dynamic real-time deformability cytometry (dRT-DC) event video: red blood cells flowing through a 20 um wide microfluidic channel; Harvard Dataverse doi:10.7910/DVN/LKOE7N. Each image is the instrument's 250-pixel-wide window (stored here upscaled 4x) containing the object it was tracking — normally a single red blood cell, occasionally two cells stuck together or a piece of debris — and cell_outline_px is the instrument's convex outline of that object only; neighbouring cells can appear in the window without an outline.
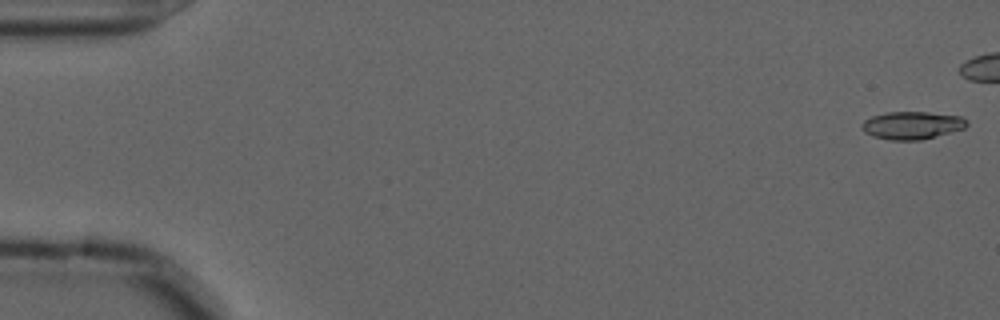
{"species": "common noctule bat (a hibernating species)", "species_latin": "Nyctalus noctula", "temperature_condition": "cold", "stored_images_in_passage": 45, "camera_frame_rate_fps": 3000, "um_per_image_px": 0.085, "animal": {"sex": "male", "forearm_length_mm": 52.5}, "frame": {"image": 1, "passage_image": 1, "time_ms": 0.0, "image_size_px": [1000, 320], "cell_outline_px": [[968, 124], [964, 128], [920, 140], [888, 140], [872, 136], [864, 132], [860, 124], [864, 120], [872, 116], [888, 112], [928, 112], [960, 116], [968, 120]], "centroid_in_image_um": [77.49, 10.65], "position_along_channel_um": 7.5, "area_um2": 16.94}}
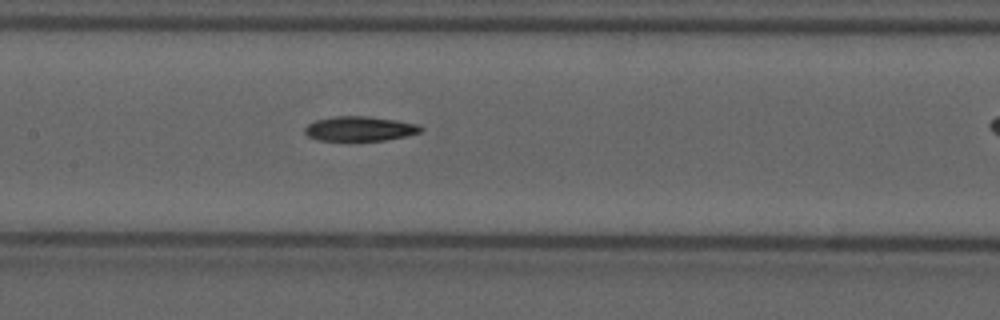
{"frame": {"image": 2, "passage_image": 27, "time_ms": 8.667, "image_size_px": [1000, 320], "cell_outline_px": [[424, 128], [420, 132], [404, 136], [384, 140], [316, 140], [308, 136], [304, 132], [304, 128], [308, 124], [316, 120], [332, 116], [368, 116], [396, 120], [420, 124]], "centroid_in_image_um": [30.57, 10.93], "position_along_channel_um": 176.8, "area_um2": 16.65}}
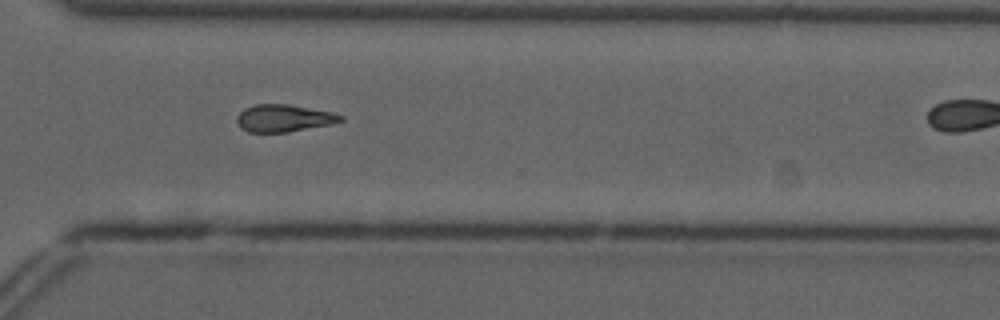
{"frame": {"image": 3, "passage_image": 41, "time_ms": 13.333, "image_size_px": [1000, 320], "cell_outline_px": [[344, 120], [332, 124], [288, 132], [248, 132], [240, 128], [236, 120], [236, 116], [244, 108], [256, 104], [288, 104], [332, 112], [344, 116]], "centroid_in_image_um": [24.11, 10.05], "position_along_channel_um": 346.5, "area_um2": 16.59}}